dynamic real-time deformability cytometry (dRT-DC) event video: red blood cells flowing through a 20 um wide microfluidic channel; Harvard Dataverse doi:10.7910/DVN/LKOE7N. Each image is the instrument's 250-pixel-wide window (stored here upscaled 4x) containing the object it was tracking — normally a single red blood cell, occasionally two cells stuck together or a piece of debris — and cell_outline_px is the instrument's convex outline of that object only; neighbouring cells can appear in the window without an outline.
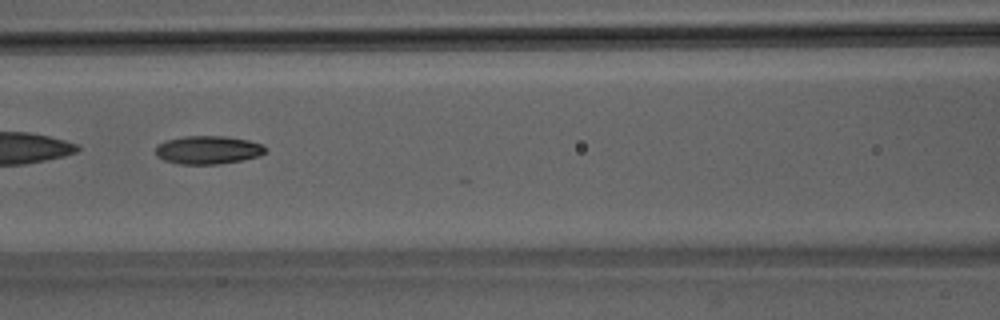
{"species": "Egyptian fruit bat (a non-hibernating species)", "species_latin": "Rousettus aegyptiacus", "temperature_condition": "room temperature", "stored_images_in_passage": 14, "camera_frame_rate_fps": 3000, "um_per_image_px": 0.085, "animal": {"sex": "male"}, "frame": {"image": 1, "passage_image": 13, "time_ms": 4.0, "image_size_px": [1000, 320], "cell_outline_px": [[268, 148], [260, 156], [220, 164], [180, 164], [164, 160], [156, 156], [156, 148], [160, 144], [168, 140], [184, 136], [224, 136], [248, 140], [264, 144]], "centroid_in_image_um": [17.72, 12.74], "position_along_channel_um": 148.9, "area_um2": 18.03}}